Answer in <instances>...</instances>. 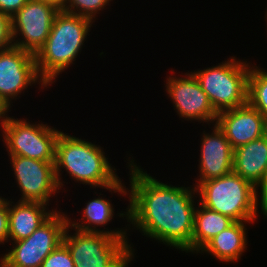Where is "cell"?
Wrapping results in <instances>:
<instances>
[{"mask_svg":"<svg viewBox=\"0 0 267 267\" xmlns=\"http://www.w3.org/2000/svg\"><path fill=\"white\" fill-rule=\"evenodd\" d=\"M132 159L130 169L129 205L126 217L147 237L181 251H191L194 228L195 192L194 187L167 185L139 168Z\"/></svg>","mask_w":267,"mask_h":267,"instance_id":"1","label":"cell"},{"mask_svg":"<svg viewBox=\"0 0 267 267\" xmlns=\"http://www.w3.org/2000/svg\"><path fill=\"white\" fill-rule=\"evenodd\" d=\"M101 146L60 132L55 145V175L59 188H62L61 168H65L75 181L94 188L127 195L126 186L115 173ZM114 169V170H113ZM62 186V187H61Z\"/></svg>","mask_w":267,"mask_h":267,"instance_id":"2","label":"cell"},{"mask_svg":"<svg viewBox=\"0 0 267 267\" xmlns=\"http://www.w3.org/2000/svg\"><path fill=\"white\" fill-rule=\"evenodd\" d=\"M93 22L62 9L57 13L45 44L35 54L37 73L47 86L76 60Z\"/></svg>","mask_w":267,"mask_h":267,"instance_id":"3","label":"cell"},{"mask_svg":"<svg viewBox=\"0 0 267 267\" xmlns=\"http://www.w3.org/2000/svg\"><path fill=\"white\" fill-rule=\"evenodd\" d=\"M199 203L233 221L254 223L258 210L257 187L233 171L219 178L205 180L196 187Z\"/></svg>","mask_w":267,"mask_h":267,"instance_id":"4","label":"cell"},{"mask_svg":"<svg viewBox=\"0 0 267 267\" xmlns=\"http://www.w3.org/2000/svg\"><path fill=\"white\" fill-rule=\"evenodd\" d=\"M69 228L67 225L62 242L67 246L75 267H128L133 260L134 250L127 238L79 230L69 235Z\"/></svg>","mask_w":267,"mask_h":267,"instance_id":"5","label":"cell"},{"mask_svg":"<svg viewBox=\"0 0 267 267\" xmlns=\"http://www.w3.org/2000/svg\"><path fill=\"white\" fill-rule=\"evenodd\" d=\"M249 65L231 57L217 66L192 72L217 113L247 103Z\"/></svg>","mask_w":267,"mask_h":267,"instance_id":"6","label":"cell"},{"mask_svg":"<svg viewBox=\"0 0 267 267\" xmlns=\"http://www.w3.org/2000/svg\"><path fill=\"white\" fill-rule=\"evenodd\" d=\"M1 130L9 156L55 161V145L61 131L47 124H32L8 115Z\"/></svg>","mask_w":267,"mask_h":267,"instance_id":"7","label":"cell"},{"mask_svg":"<svg viewBox=\"0 0 267 267\" xmlns=\"http://www.w3.org/2000/svg\"><path fill=\"white\" fill-rule=\"evenodd\" d=\"M68 217L56 211L28 238L14 241V247L0 258V267H40L62 242Z\"/></svg>","mask_w":267,"mask_h":267,"instance_id":"8","label":"cell"},{"mask_svg":"<svg viewBox=\"0 0 267 267\" xmlns=\"http://www.w3.org/2000/svg\"><path fill=\"white\" fill-rule=\"evenodd\" d=\"M60 10L57 4L48 0H28L11 17L13 45L35 55L45 44L54 18ZM18 35L23 36L21 40L17 38Z\"/></svg>","mask_w":267,"mask_h":267,"instance_id":"9","label":"cell"},{"mask_svg":"<svg viewBox=\"0 0 267 267\" xmlns=\"http://www.w3.org/2000/svg\"><path fill=\"white\" fill-rule=\"evenodd\" d=\"M36 82L47 87L37 73L34 54L14 45L0 50V101L8 110L11 100Z\"/></svg>","mask_w":267,"mask_h":267,"instance_id":"10","label":"cell"},{"mask_svg":"<svg viewBox=\"0 0 267 267\" xmlns=\"http://www.w3.org/2000/svg\"><path fill=\"white\" fill-rule=\"evenodd\" d=\"M10 161L22 193L18 201L48 205L52 194L55 195L60 190L55 175V161H40L22 156H10Z\"/></svg>","mask_w":267,"mask_h":267,"instance_id":"11","label":"cell"},{"mask_svg":"<svg viewBox=\"0 0 267 267\" xmlns=\"http://www.w3.org/2000/svg\"><path fill=\"white\" fill-rule=\"evenodd\" d=\"M185 77H167L166 90L177 113L185 120H198L203 123L216 122L218 113L214 110L207 94L202 90L193 73Z\"/></svg>","mask_w":267,"mask_h":267,"instance_id":"12","label":"cell"},{"mask_svg":"<svg viewBox=\"0 0 267 267\" xmlns=\"http://www.w3.org/2000/svg\"><path fill=\"white\" fill-rule=\"evenodd\" d=\"M215 123L233 150L267 133V120L248 102L240 107L219 112Z\"/></svg>","mask_w":267,"mask_h":267,"instance_id":"13","label":"cell"},{"mask_svg":"<svg viewBox=\"0 0 267 267\" xmlns=\"http://www.w3.org/2000/svg\"><path fill=\"white\" fill-rule=\"evenodd\" d=\"M211 134L204 131L201 138L198 181L195 188L205 180L222 177L233 171V148L216 123Z\"/></svg>","mask_w":267,"mask_h":267,"instance_id":"14","label":"cell"},{"mask_svg":"<svg viewBox=\"0 0 267 267\" xmlns=\"http://www.w3.org/2000/svg\"><path fill=\"white\" fill-rule=\"evenodd\" d=\"M12 203L8 200V241L28 238L57 211H47V204L41 202L17 201L11 205Z\"/></svg>","mask_w":267,"mask_h":267,"instance_id":"15","label":"cell"},{"mask_svg":"<svg viewBox=\"0 0 267 267\" xmlns=\"http://www.w3.org/2000/svg\"><path fill=\"white\" fill-rule=\"evenodd\" d=\"M267 170V133L233 151V172L256 187Z\"/></svg>","mask_w":267,"mask_h":267,"instance_id":"16","label":"cell"},{"mask_svg":"<svg viewBox=\"0 0 267 267\" xmlns=\"http://www.w3.org/2000/svg\"><path fill=\"white\" fill-rule=\"evenodd\" d=\"M245 227L244 221H234L212 238L199 252L208 253L222 262L238 261L247 249V229Z\"/></svg>","mask_w":267,"mask_h":267,"instance_id":"17","label":"cell"},{"mask_svg":"<svg viewBox=\"0 0 267 267\" xmlns=\"http://www.w3.org/2000/svg\"><path fill=\"white\" fill-rule=\"evenodd\" d=\"M111 201L104 198H95L86 203L83 210L81 222H73L68 218V225L70 229H75L83 232H103L108 233L116 238H127V232L123 229L105 231L100 230L98 226H105L114 217V208ZM84 221H83V220Z\"/></svg>","mask_w":267,"mask_h":267,"instance_id":"18","label":"cell"},{"mask_svg":"<svg viewBox=\"0 0 267 267\" xmlns=\"http://www.w3.org/2000/svg\"><path fill=\"white\" fill-rule=\"evenodd\" d=\"M194 213V228L191 240V252L198 253L212 238L230 226L234 221L219 213L212 211L200 203Z\"/></svg>","mask_w":267,"mask_h":267,"instance_id":"19","label":"cell"},{"mask_svg":"<svg viewBox=\"0 0 267 267\" xmlns=\"http://www.w3.org/2000/svg\"><path fill=\"white\" fill-rule=\"evenodd\" d=\"M247 102L267 120V71L250 67L248 74Z\"/></svg>","mask_w":267,"mask_h":267,"instance_id":"20","label":"cell"},{"mask_svg":"<svg viewBox=\"0 0 267 267\" xmlns=\"http://www.w3.org/2000/svg\"><path fill=\"white\" fill-rule=\"evenodd\" d=\"M110 1L112 0H67L61 9L94 21L96 14H99L107 4L109 5Z\"/></svg>","mask_w":267,"mask_h":267,"instance_id":"21","label":"cell"},{"mask_svg":"<svg viewBox=\"0 0 267 267\" xmlns=\"http://www.w3.org/2000/svg\"><path fill=\"white\" fill-rule=\"evenodd\" d=\"M40 267H75L67 246L61 242L42 262Z\"/></svg>","mask_w":267,"mask_h":267,"instance_id":"22","label":"cell"},{"mask_svg":"<svg viewBox=\"0 0 267 267\" xmlns=\"http://www.w3.org/2000/svg\"><path fill=\"white\" fill-rule=\"evenodd\" d=\"M12 45L11 17L0 12V50L11 47Z\"/></svg>","mask_w":267,"mask_h":267,"instance_id":"23","label":"cell"},{"mask_svg":"<svg viewBox=\"0 0 267 267\" xmlns=\"http://www.w3.org/2000/svg\"><path fill=\"white\" fill-rule=\"evenodd\" d=\"M8 235V199L0 197V244L8 242Z\"/></svg>","mask_w":267,"mask_h":267,"instance_id":"24","label":"cell"},{"mask_svg":"<svg viewBox=\"0 0 267 267\" xmlns=\"http://www.w3.org/2000/svg\"><path fill=\"white\" fill-rule=\"evenodd\" d=\"M28 0H0V12L12 17Z\"/></svg>","mask_w":267,"mask_h":267,"instance_id":"25","label":"cell"},{"mask_svg":"<svg viewBox=\"0 0 267 267\" xmlns=\"http://www.w3.org/2000/svg\"><path fill=\"white\" fill-rule=\"evenodd\" d=\"M260 187V194L261 199H258V194H257V201L260 200V207H261V211L263 212V215H265L267 217V170L265 173V176L263 178V180L257 185V190Z\"/></svg>","mask_w":267,"mask_h":267,"instance_id":"26","label":"cell"},{"mask_svg":"<svg viewBox=\"0 0 267 267\" xmlns=\"http://www.w3.org/2000/svg\"><path fill=\"white\" fill-rule=\"evenodd\" d=\"M6 113H8V109L7 107L0 101V126L2 127V125L4 124L5 120H6Z\"/></svg>","mask_w":267,"mask_h":267,"instance_id":"27","label":"cell"},{"mask_svg":"<svg viewBox=\"0 0 267 267\" xmlns=\"http://www.w3.org/2000/svg\"><path fill=\"white\" fill-rule=\"evenodd\" d=\"M48 1L53 2L57 4L60 8H62L67 0H48Z\"/></svg>","mask_w":267,"mask_h":267,"instance_id":"28","label":"cell"}]
</instances>
